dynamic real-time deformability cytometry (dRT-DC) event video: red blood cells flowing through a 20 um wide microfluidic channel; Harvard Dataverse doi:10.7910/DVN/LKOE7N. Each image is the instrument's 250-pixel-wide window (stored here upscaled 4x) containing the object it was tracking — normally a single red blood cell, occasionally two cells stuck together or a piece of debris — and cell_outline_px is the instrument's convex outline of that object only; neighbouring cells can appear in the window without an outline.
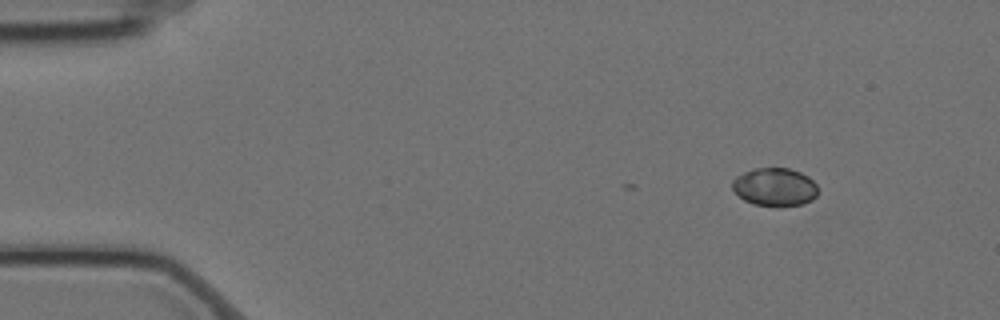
{"species": "Egyptian fruit bat (a non-hibernating species)", "species_latin": "Rousettus aegyptiacus", "temperature_condition": "cold", "stored_images_in_passage": 42, "camera_frame_rate_fps": 3000, "um_per_image_px": 0.085, "animal": {"sex": "female"}, "frame": {"image": 1, "passage_image": 1, "time_ms": 0.0, "image_size_px": [1000, 320], "cell_outline_px": [[816, 196], [812, 200], [804, 204], [780, 208], [776, 208], [752, 204], [744, 200], [732, 188], [732, 180], [736, 176], [744, 172], [756, 168], [788, 168], [800, 172], [808, 176], [816, 184]], "centroid_in_image_um": [65.85, 15.93], "position_along_channel_um": 19.1, "area_um2": 19.36}}
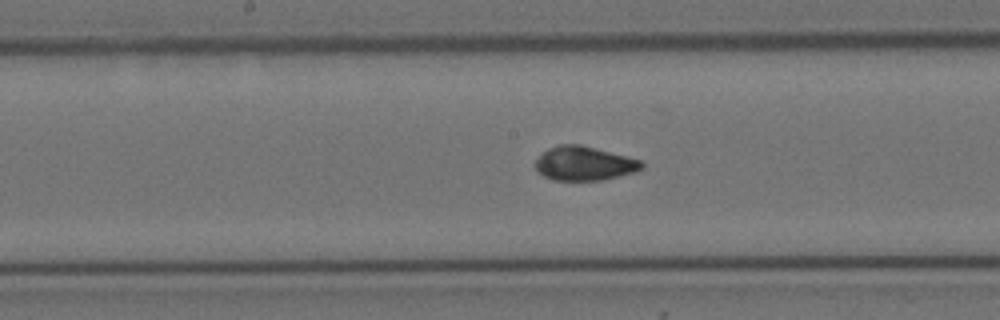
{"frame": {"image": 2, "passage_image": 24, "time_ms": 7.667, "image_size_px": [1000, 320], "cell_outline_px": [[644, 168], [636, 172], [600, 180], [552, 180], [536, 172], [532, 164], [548, 148], [560, 144], [580, 144], [628, 156], [640, 160], [644, 164]], "centroid_in_image_um": [49.64, 13.89], "position_along_channel_um": 198.6, "area_um2": 21.33}}
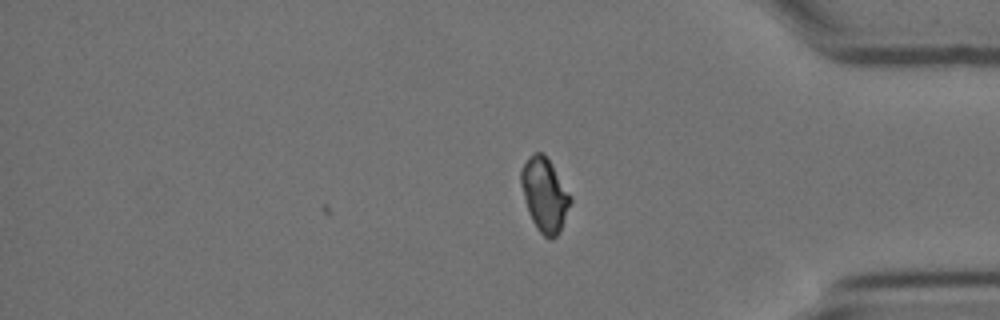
{"frame": {"image": 3, "passage_image": 42, "time_ms": 13.667, "image_size_px": [1000, 320], "cell_outline_px": [[572, 200], [560, 232], [552, 240], [548, 240], [536, 228], [528, 212], [520, 184], [520, 172], [524, 164], [532, 152], [540, 152], [552, 164], [572, 196]], "centroid_in_image_um": [46.3, 16.58], "position_along_channel_um": 388.9, "area_um2": 21.27}, "authors_computed_cell_mechanics": {"area_um2": 21.2993, "velocity_mm_per_s": 3.4945, "shape_relaxation_time_tau1_ms": 10.4394, "shape_relaxation_time_tau2_ms": 3.0532, "deformation_change_tau1": 0.1504, "deformation_change_tau2": 0.0508}}